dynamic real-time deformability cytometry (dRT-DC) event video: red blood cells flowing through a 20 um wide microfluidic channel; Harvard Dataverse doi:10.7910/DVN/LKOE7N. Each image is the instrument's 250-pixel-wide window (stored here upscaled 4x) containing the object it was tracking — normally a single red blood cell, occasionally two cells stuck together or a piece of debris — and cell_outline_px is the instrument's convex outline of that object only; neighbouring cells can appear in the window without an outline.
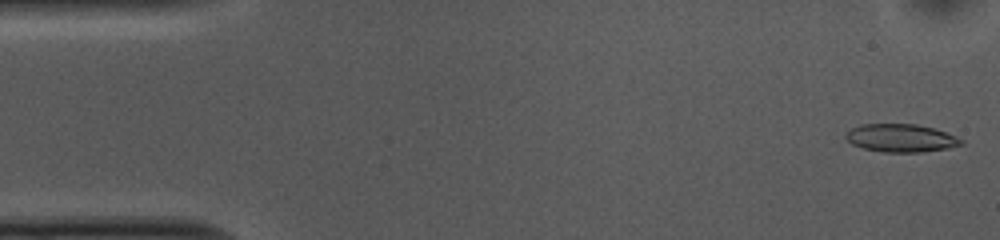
{"species": "common noctule bat (a hibernating species)", "species_latin": "Nyctalus noctula", "temperature_condition": "cold", "stored_images_in_passage": 52, "camera_frame_rate_fps": 3000, "um_per_image_px": 0.085, "animal": {"sex": "female", "body_mass_g": 10.0, "forearm_length_mm": 53.1}, "frame": {"image": 1, "passage_image": 1, "time_ms": 0.0, "image_size_px": [1000, 240], "cell_outline_px": [[964, 144], [948, 148], [920, 152], [884, 152], [864, 148], [852, 144], [844, 136], [852, 128], [860, 124], [916, 124], [932, 128], [944, 132], [964, 140]], "centroid_in_image_um": [76.58, 11.73], "position_along_channel_um": 8.4, "area_um2": 18.61}}
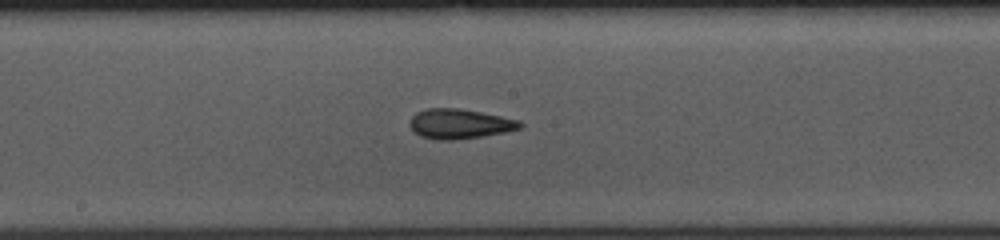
{"frame": {"image": 2, "passage_image": 26, "time_ms": 8.333, "image_size_px": [1000, 240], "cell_outline_px": [[524, 124], [520, 128], [504, 132], [456, 140], [436, 140], [420, 136], [408, 124], [412, 116], [416, 112], [428, 108], [460, 108], [520, 120]], "centroid_in_image_um": [39.05, 10.52], "position_along_channel_um": 209.2, "area_um2": 19.07}}
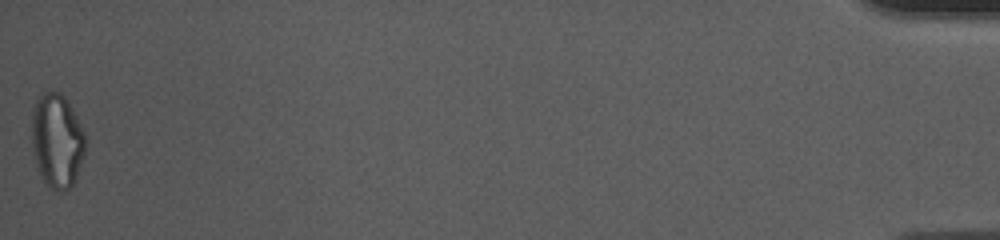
{"frame": {"image": 3, "passage_image": 52, "time_ms": 17.0, "image_size_px": [1000, 240], "cell_outline_px": [[84, 156], [76, 176], [72, 184], [68, 188], [56, 192], [48, 188], [40, 176], [32, 152], [32, 112], [36, 100], [44, 92], [60, 92], [64, 96], [72, 108], [84, 132]], "centroid_in_image_um": [4.82, 11.98], "position_along_channel_um": 430.4, "area_um2": 29.36}, "authors_computed_cell_mechanics": {"area_um2": 19.1896, "velocity_mm_per_s": 3.7285, "shape_relaxation_time_tau1_ms": 8.5602, "shape_relaxation_time_tau2_ms": 3.2079, "deformation_change_tau1": 0.1725, "deformation_change_tau2": 0.1175}}